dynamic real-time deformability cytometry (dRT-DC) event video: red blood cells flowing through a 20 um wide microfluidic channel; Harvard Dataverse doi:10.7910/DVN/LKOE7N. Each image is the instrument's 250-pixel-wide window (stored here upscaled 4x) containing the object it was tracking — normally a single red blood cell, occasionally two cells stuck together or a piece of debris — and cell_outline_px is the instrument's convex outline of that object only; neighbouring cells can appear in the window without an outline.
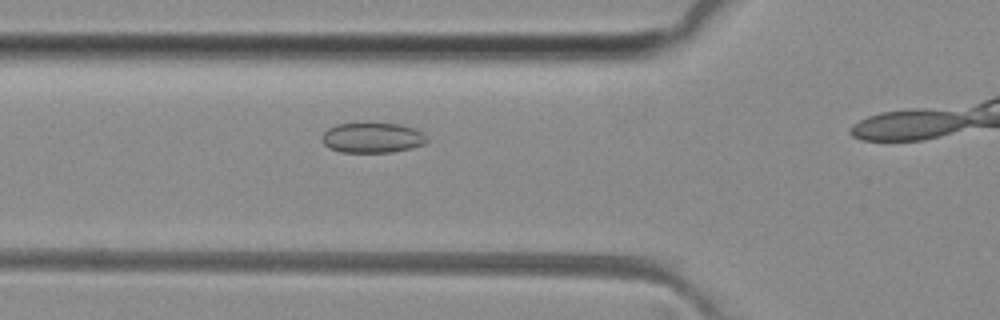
{"species": "common noctule bat (a hibernating species)", "species_latin": "Nyctalus noctula", "temperature_condition": "room temperature", "stored_images_in_passage": 10, "camera_frame_rate_fps": 3000, "um_per_image_px": 0.085, "animal": {"sex": "female", "body_mass_g": 29.2, "forearm_length_mm": 56.3}, "frame": {"image": 1, "passage_image": 6, "time_ms": 1.667, "image_size_px": [1000, 320], "cell_outline_px": [[428, 140], [424, 144], [412, 148], [392, 152], [340, 152], [328, 148], [324, 144], [320, 136], [328, 128], [336, 124], [368, 120], [400, 124], [416, 128], [424, 132]], "centroid_in_image_um": [31.64, 11.65], "position_along_channel_um": 94.2, "area_um2": 19.48}}
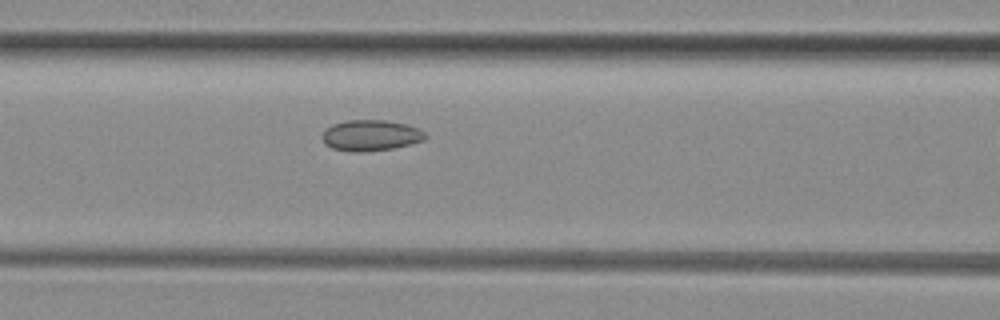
{"frame": {"image": 2, "passage_image": 9, "time_ms": 2.667, "image_size_px": [1000, 320], "cell_outline_px": [[428, 136], [424, 140], [392, 148], [356, 152], [352, 152], [332, 148], [324, 140], [324, 132], [332, 124], [348, 120], [384, 120], [404, 124], [416, 128], [424, 132]], "centroid_in_image_um": [31.53, 11.5], "position_along_channel_um": 135.1, "area_um2": 18.03}}